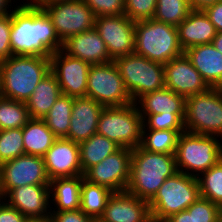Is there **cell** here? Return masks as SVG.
<instances>
[{"mask_svg": "<svg viewBox=\"0 0 222 222\" xmlns=\"http://www.w3.org/2000/svg\"><path fill=\"white\" fill-rule=\"evenodd\" d=\"M10 46L12 55L50 58L54 52L62 49L63 43L45 10L21 1L12 11Z\"/></svg>", "mask_w": 222, "mask_h": 222, "instance_id": "6da1fadb", "label": "cell"}, {"mask_svg": "<svg viewBox=\"0 0 222 222\" xmlns=\"http://www.w3.org/2000/svg\"><path fill=\"white\" fill-rule=\"evenodd\" d=\"M176 172L175 154L150 152L138 146L132 149L130 180L126 191L149 202L165 180Z\"/></svg>", "mask_w": 222, "mask_h": 222, "instance_id": "7a4b0ae2", "label": "cell"}, {"mask_svg": "<svg viewBox=\"0 0 222 222\" xmlns=\"http://www.w3.org/2000/svg\"><path fill=\"white\" fill-rule=\"evenodd\" d=\"M50 71V58L12 55L0 62L1 95L26 103L38 83Z\"/></svg>", "mask_w": 222, "mask_h": 222, "instance_id": "3957f363", "label": "cell"}, {"mask_svg": "<svg viewBox=\"0 0 222 222\" xmlns=\"http://www.w3.org/2000/svg\"><path fill=\"white\" fill-rule=\"evenodd\" d=\"M135 42V54L163 65L184 54L177 27L153 18L136 21Z\"/></svg>", "mask_w": 222, "mask_h": 222, "instance_id": "277c9868", "label": "cell"}, {"mask_svg": "<svg viewBox=\"0 0 222 222\" xmlns=\"http://www.w3.org/2000/svg\"><path fill=\"white\" fill-rule=\"evenodd\" d=\"M222 159V139L217 136L181 133L175 152L179 172L199 177Z\"/></svg>", "mask_w": 222, "mask_h": 222, "instance_id": "5b68a950", "label": "cell"}, {"mask_svg": "<svg viewBox=\"0 0 222 222\" xmlns=\"http://www.w3.org/2000/svg\"><path fill=\"white\" fill-rule=\"evenodd\" d=\"M199 197L198 178L178 171L165 180L148 202L151 219L164 222L173 214L186 210Z\"/></svg>", "mask_w": 222, "mask_h": 222, "instance_id": "8992f818", "label": "cell"}, {"mask_svg": "<svg viewBox=\"0 0 222 222\" xmlns=\"http://www.w3.org/2000/svg\"><path fill=\"white\" fill-rule=\"evenodd\" d=\"M143 118L134 102L124 106L104 107L97 134L114 141L121 148H137L142 139Z\"/></svg>", "mask_w": 222, "mask_h": 222, "instance_id": "52a82bcc", "label": "cell"}, {"mask_svg": "<svg viewBox=\"0 0 222 222\" xmlns=\"http://www.w3.org/2000/svg\"><path fill=\"white\" fill-rule=\"evenodd\" d=\"M184 127L190 133L222 139V88L210 87L186 98Z\"/></svg>", "mask_w": 222, "mask_h": 222, "instance_id": "ba28073f", "label": "cell"}, {"mask_svg": "<svg viewBox=\"0 0 222 222\" xmlns=\"http://www.w3.org/2000/svg\"><path fill=\"white\" fill-rule=\"evenodd\" d=\"M126 90L135 102L142 95L165 87L164 65L135 53L114 60Z\"/></svg>", "mask_w": 222, "mask_h": 222, "instance_id": "9c48e42d", "label": "cell"}, {"mask_svg": "<svg viewBox=\"0 0 222 222\" xmlns=\"http://www.w3.org/2000/svg\"><path fill=\"white\" fill-rule=\"evenodd\" d=\"M87 97L104 107L124 106L133 102L114 61L90 66Z\"/></svg>", "mask_w": 222, "mask_h": 222, "instance_id": "30bf717a", "label": "cell"}, {"mask_svg": "<svg viewBox=\"0 0 222 222\" xmlns=\"http://www.w3.org/2000/svg\"><path fill=\"white\" fill-rule=\"evenodd\" d=\"M42 8L51 18L62 43L73 35L94 28L95 15L84 0L56 1Z\"/></svg>", "mask_w": 222, "mask_h": 222, "instance_id": "8fae6325", "label": "cell"}, {"mask_svg": "<svg viewBox=\"0 0 222 222\" xmlns=\"http://www.w3.org/2000/svg\"><path fill=\"white\" fill-rule=\"evenodd\" d=\"M135 23L125 14L95 17L94 28L105 42L112 61L135 52Z\"/></svg>", "mask_w": 222, "mask_h": 222, "instance_id": "7c38bea8", "label": "cell"}, {"mask_svg": "<svg viewBox=\"0 0 222 222\" xmlns=\"http://www.w3.org/2000/svg\"><path fill=\"white\" fill-rule=\"evenodd\" d=\"M131 148H120L84 173L90 183L109 188L113 192L126 191L130 180Z\"/></svg>", "mask_w": 222, "mask_h": 222, "instance_id": "4fadbf2b", "label": "cell"}, {"mask_svg": "<svg viewBox=\"0 0 222 222\" xmlns=\"http://www.w3.org/2000/svg\"><path fill=\"white\" fill-rule=\"evenodd\" d=\"M51 72L56 76L61 92L72 98L87 97L90 64L69 56L62 49L50 56Z\"/></svg>", "mask_w": 222, "mask_h": 222, "instance_id": "5bb4252c", "label": "cell"}, {"mask_svg": "<svg viewBox=\"0 0 222 222\" xmlns=\"http://www.w3.org/2000/svg\"><path fill=\"white\" fill-rule=\"evenodd\" d=\"M3 197L12 189L25 185H50L43 157L22 155L1 164Z\"/></svg>", "mask_w": 222, "mask_h": 222, "instance_id": "9a60e30c", "label": "cell"}, {"mask_svg": "<svg viewBox=\"0 0 222 222\" xmlns=\"http://www.w3.org/2000/svg\"><path fill=\"white\" fill-rule=\"evenodd\" d=\"M43 160L50 180L84 175L80 164L79 143L72 140L57 138Z\"/></svg>", "mask_w": 222, "mask_h": 222, "instance_id": "2e32d148", "label": "cell"}, {"mask_svg": "<svg viewBox=\"0 0 222 222\" xmlns=\"http://www.w3.org/2000/svg\"><path fill=\"white\" fill-rule=\"evenodd\" d=\"M165 87L185 98L210 88L185 54L164 64Z\"/></svg>", "mask_w": 222, "mask_h": 222, "instance_id": "e0dca14e", "label": "cell"}, {"mask_svg": "<svg viewBox=\"0 0 222 222\" xmlns=\"http://www.w3.org/2000/svg\"><path fill=\"white\" fill-rule=\"evenodd\" d=\"M3 200L26 217L51 215L49 185L16 187L10 190Z\"/></svg>", "mask_w": 222, "mask_h": 222, "instance_id": "ac0fdd59", "label": "cell"}, {"mask_svg": "<svg viewBox=\"0 0 222 222\" xmlns=\"http://www.w3.org/2000/svg\"><path fill=\"white\" fill-rule=\"evenodd\" d=\"M100 218L105 222H149L151 215L148 201L122 191L110 196Z\"/></svg>", "mask_w": 222, "mask_h": 222, "instance_id": "d6986e66", "label": "cell"}, {"mask_svg": "<svg viewBox=\"0 0 222 222\" xmlns=\"http://www.w3.org/2000/svg\"><path fill=\"white\" fill-rule=\"evenodd\" d=\"M103 109L104 106L92 98H73L70 126L65 138L80 143L96 134Z\"/></svg>", "mask_w": 222, "mask_h": 222, "instance_id": "ffe728a7", "label": "cell"}, {"mask_svg": "<svg viewBox=\"0 0 222 222\" xmlns=\"http://www.w3.org/2000/svg\"><path fill=\"white\" fill-rule=\"evenodd\" d=\"M62 50L69 56L90 65L111 62L105 42L95 28L69 37L63 42Z\"/></svg>", "mask_w": 222, "mask_h": 222, "instance_id": "44dd1931", "label": "cell"}, {"mask_svg": "<svg viewBox=\"0 0 222 222\" xmlns=\"http://www.w3.org/2000/svg\"><path fill=\"white\" fill-rule=\"evenodd\" d=\"M184 54L210 87L222 88V54L212 43L189 47Z\"/></svg>", "mask_w": 222, "mask_h": 222, "instance_id": "7402d4cb", "label": "cell"}, {"mask_svg": "<svg viewBox=\"0 0 222 222\" xmlns=\"http://www.w3.org/2000/svg\"><path fill=\"white\" fill-rule=\"evenodd\" d=\"M177 29L179 43L184 51L189 47L211 43L217 33L203 10H192Z\"/></svg>", "mask_w": 222, "mask_h": 222, "instance_id": "603a6c76", "label": "cell"}, {"mask_svg": "<svg viewBox=\"0 0 222 222\" xmlns=\"http://www.w3.org/2000/svg\"><path fill=\"white\" fill-rule=\"evenodd\" d=\"M134 103L140 114H185L186 98L164 87L142 95Z\"/></svg>", "mask_w": 222, "mask_h": 222, "instance_id": "cb8c5ba5", "label": "cell"}, {"mask_svg": "<svg viewBox=\"0 0 222 222\" xmlns=\"http://www.w3.org/2000/svg\"><path fill=\"white\" fill-rule=\"evenodd\" d=\"M49 186L51 211L80 209L82 175L54 178L50 180Z\"/></svg>", "mask_w": 222, "mask_h": 222, "instance_id": "d4e9b609", "label": "cell"}, {"mask_svg": "<svg viewBox=\"0 0 222 222\" xmlns=\"http://www.w3.org/2000/svg\"><path fill=\"white\" fill-rule=\"evenodd\" d=\"M62 95L56 76L50 71L34 89L26 106L30 118L43 119L52 108L56 100Z\"/></svg>", "mask_w": 222, "mask_h": 222, "instance_id": "484cf974", "label": "cell"}, {"mask_svg": "<svg viewBox=\"0 0 222 222\" xmlns=\"http://www.w3.org/2000/svg\"><path fill=\"white\" fill-rule=\"evenodd\" d=\"M57 137L43 119L31 118L23 126V144L26 155L43 157Z\"/></svg>", "mask_w": 222, "mask_h": 222, "instance_id": "4316f807", "label": "cell"}, {"mask_svg": "<svg viewBox=\"0 0 222 222\" xmlns=\"http://www.w3.org/2000/svg\"><path fill=\"white\" fill-rule=\"evenodd\" d=\"M80 164L83 174L92 166L103 161L121 147L107 137L94 134L89 139L79 143Z\"/></svg>", "mask_w": 222, "mask_h": 222, "instance_id": "83f0119b", "label": "cell"}, {"mask_svg": "<svg viewBox=\"0 0 222 222\" xmlns=\"http://www.w3.org/2000/svg\"><path fill=\"white\" fill-rule=\"evenodd\" d=\"M113 193L109 188L88 182L82 175L80 210L91 218H100Z\"/></svg>", "mask_w": 222, "mask_h": 222, "instance_id": "f1b7e54d", "label": "cell"}, {"mask_svg": "<svg viewBox=\"0 0 222 222\" xmlns=\"http://www.w3.org/2000/svg\"><path fill=\"white\" fill-rule=\"evenodd\" d=\"M184 131L142 129L140 146L150 152L175 154L179 136Z\"/></svg>", "mask_w": 222, "mask_h": 222, "instance_id": "f546056e", "label": "cell"}, {"mask_svg": "<svg viewBox=\"0 0 222 222\" xmlns=\"http://www.w3.org/2000/svg\"><path fill=\"white\" fill-rule=\"evenodd\" d=\"M73 98L62 94L43 118L57 138H65L70 126Z\"/></svg>", "mask_w": 222, "mask_h": 222, "instance_id": "4dcf8cb0", "label": "cell"}, {"mask_svg": "<svg viewBox=\"0 0 222 222\" xmlns=\"http://www.w3.org/2000/svg\"><path fill=\"white\" fill-rule=\"evenodd\" d=\"M30 119L25 102L0 97V130L22 128Z\"/></svg>", "mask_w": 222, "mask_h": 222, "instance_id": "1f68e13d", "label": "cell"}, {"mask_svg": "<svg viewBox=\"0 0 222 222\" xmlns=\"http://www.w3.org/2000/svg\"><path fill=\"white\" fill-rule=\"evenodd\" d=\"M191 11L188 0H157L153 19L177 27Z\"/></svg>", "mask_w": 222, "mask_h": 222, "instance_id": "d6a6232c", "label": "cell"}, {"mask_svg": "<svg viewBox=\"0 0 222 222\" xmlns=\"http://www.w3.org/2000/svg\"><path fill=\"white\" fill-rule=\"evenodd\" d=\"M200 197L222 208V159L198 177Z\"/></svg>", "mask_w": 222, "mask_h": 222, "instance_id": "836d02e7", "label": "cell"}, {"mask_svg": "<svg viewBox=\"0 0 222 222\" xmlns=\"http://www.w3.org/2000/svg\"><path fill=\"white\" fill-rule=\"evenodd\" d=\"M25 155L23 127L0 130V164Z\"/></svg>", "mask_w": 222, "mask_h": 222, "instance_id": "e575fe53", "label": "cell"}, {"mask_svg": "<svg viewBox=\"0 0 222 222\" xmlns=\"http://www.w3.org/2000/svg\"><path fill=\"white\" fill-rule=\"evenodd\" d=\"M143 118L142 129L185 130V114H140Z\"/></svg>", "mask_w": 222, "mask_h": 222, "instance_id": "d590c367", "label": "cell"}, {"mask_svg": "<svg viewBox=\"0 0 222 222\" xmlns=\"http://www.w3.org/2000/svg\"><path fill=\"white\" fill-rule=\"evenodd\" d=\"M157 0H125L124 14L133 21L154 17Z\"/></svg>", "mask_w": 222, "mask_h": 222, "instance_id": "8d00e7d4", "label": "cell"}, {"mask_svg": "<svg viewBox=\"0 0 222 222\" xmlns=\"http://www.w3.org/2000/svg\"><path fill=\"white\" fill-rule=\"evenodd\" d=\"M221 207L210 200L199 197L194 202L195 222H221Z\"/></svg>", "mask_w": 222, "mask_h": 222, "instance_id": "74e56055", "label": "cell"}, {"mask_svg": "<svg viewBox=\"0 0 222 222\" xmlns=\"http://www.w3.org/2000/svg\"><path fill=\"white\" fill-rule=\"evenodd\" d=\"M97 16H117L124 14L125 0H84Z\"/></svg>", "mask_w": 222, "mask_h": 222, "instance_id": "f35d334b", "label": "cell"}, {"mask_svg": "<svg viewBox=\"0 0 222 222\" xmlns=\"http://www.w3.org/2000/svg\"><path fill=\"white\" fill-rule=\"evenodd\" d=\"M11 26L12 13L0 16V62L12 56L10 46Z\"/></svg>", "mask_w": 222, "mask_h": 222, "instance_id": "ab89813d", "label": "cell"}, {"mask_svg": "<svg viewBox=\"0 0 222 222\" xmlns=\"http://www.w3.org/2000/svg\"><path fill=\"white\" fill-rule=\"evenodd\" d=\"M53 222H90L91 217L87 216L80 209L69 211H51Z\"/></svg>", "mask_w": 222, "mask_h": 222, "instance_id": "60d3db41", "label": "cell"}, {"mask_svg": "<svg viewBox=\"0 0 222 222\" xmlns=\"http://www.w3.org/2000/svg\"><path fill=\"white\" fill-rule=\"evenodd\" d=\"M26 216L17 209L8 205L3 199L0 200V222H24Z\"/></svg>", "mask_w": 222, "mask_h": 222, "instance_id": "b9f144b4", "label": "cell"}, {"mask_svg": "<svg viewBox=\"0 0 222 222\" xmlns=\"http://www.w3.org/2000/svg\"><path fill=\"white\" fill-rule=\"evenodd\" d=\"M217 32H222V0L203 10Z\"/></svg>", "mask_w": 222, "mask_h": 222, "instance_id": "7bdbcfd3", "label": "cell"}, {"mask_svg": "<svg viewBox=\"0 0 222 222\" xmlns=\"http://www.w3.org/2000/svg\"><path fill=\"white\" fill-rule=\"evenodd\" d=\"M164 222H195L194 221V203L191 204L186 210L173 214Z\"/></svg>", "mask_w": 222, "mask_h": 222, "instance_id": "ee69618b", "label": "cell"}, {"mask_svg": "<svg viewBox=\"0 0 222 222\" xmlns=\"http://www.w3.org/2000/svg\"><path fill=\"white\" fill-rule=\"evenodd\" d=\"M19 1V2H18ZM13 3V5H12ZM16 3V5H15ZM20 0H0V16L12 13V11L20 4Z\"/></svg>", "mask_w": 222, "mask_h": 222, "instance_id": "f6af8a7d", "label": "cell"}, {"mask_svg": "<svg viewBox=\"0 0 222 222\" xmlns=\"http://www.w3.org/2000/svg\"><path fill=\"white\" fill-rule=\"evenodd\" d=\"M221 0H188L192 10H204L210 5L215 4Z\"/></svg>", "mask_w": 222, "mask_h": 222, "instance_id": "bcb514c9", "label": "cell"}, {"mask_svg": "<svg viewBox=\"0 0 222 222\" xmlns=\"http://www.w3.org/2000/svg\"><path fill=\"white\" fill-rule=\"evenodd\" d=\"M56 1H66V0H23L24 3L28 4L31 7L42 8L46 4Z\"/></svg>", "mask_w": 222, "mask_h": 222, "instance_id": "7dc6e473", "label": "cell"}, {"mask_svg": "<svg viewBox=\"0 0 222 222\" xmlns=\"http://www.w3.org/2000/svg\"><path fill=\"white\" fill-rule=\"evenodd\" d=\"M211 43L222 54V32H217Z\"/></svg>", "mask_w": 222, "mask_h": 222, "instance_id": "c3c4849f", "label": "cell"}, {"mask_svg": "<svg viewBox=\"0 0 222 222\" xmlns=\"http://www.w3.org/2000/svg\"><path fill=\"white\" fill-rule=\"evenodd\" d=\"M24 222H53L52 216L26 217Z\"/></svg>", "mask_w": 222, "mask_h": 222, "instance_id": "681fc988", "label": "cell"}, {"mask_svg": "<svg viewBox=\"0 0 222 222\" xmlns=\"http://www.w3.org/2000/svg\"><path fill=\"white\" fill-rule=\"evenodd\" d=\"M3 199L2 167L0 164V200Z\"/></svg>", "mask_w": 222, "mask_h": 222, "instance_id": "f907efd6", "label": "cell"}, {"mask_svg": "<svg viewBox=\"0 0 222 222\" xmlns=\"http://www.w3.org/2000/svg\"><path fill=\"white\" fill-rule=\"evenodd\" d=\"M90 222H105L101 218H91Z\"/></svg>", "mask_w": 222, "mask_h": 222, "instance_id": "816d5d0a", "label": "cell"}, {"mask_svg": "<svg viewBox=\"0 0 222 222\" xmlns=\"http://www.w3.org/2000/svg\"><path fill=\"white\" fill-rule=\"evenodd\" d=\"M1 74H0V97H1Z\"/></svg>", "mask_w": 222, "mask_h": 222, "instance_id": "f5cc1de1", "label": "cell"}]
</instances>
